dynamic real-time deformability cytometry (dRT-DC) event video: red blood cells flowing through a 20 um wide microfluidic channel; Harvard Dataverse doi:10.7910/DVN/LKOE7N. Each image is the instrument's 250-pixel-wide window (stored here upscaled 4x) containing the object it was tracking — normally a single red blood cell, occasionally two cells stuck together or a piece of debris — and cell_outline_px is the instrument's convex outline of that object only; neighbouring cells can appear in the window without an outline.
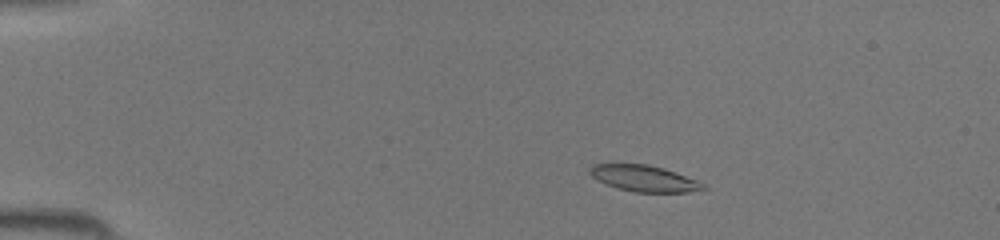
{"species": "common noctule bat (a hibernating species)", "species_latin": "Nyctalus noctula", "temperature_condition": "room temperature", "stored_images_in_passage": 42, "camera_frame_rate_fps": 3000, "um_per_image_px": 0.085, "animal": {"sex": "female", "body_mass_g": 19.5, "forearm_length_mm": 54.1}, "frame": {"image": 1, "passage_image": 6, "time_ms": 1.667, "image_size_px": [1000, 240], "cell_outline_px": [[708, 188], [688, 192], [636, 192], [616, 188], [596, 180], [588, 172], [588, 168], [592, 164], [648, 164], [664, 168], [676, 172], [696, 180], [704, 184]], "centroid_in_image_um": [54.71, 15.16], "position_along_channel_um": 30.3, "area_um2": 17.4}}
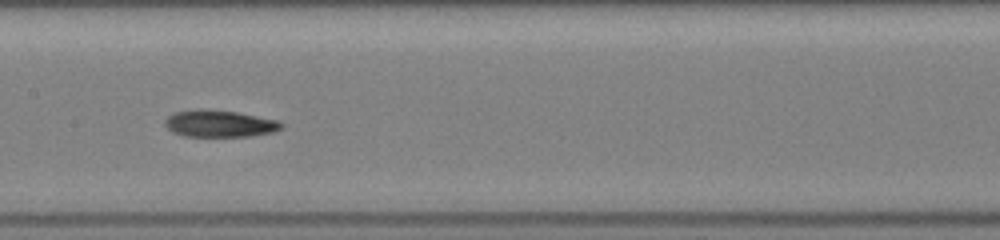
{"frame": {"image": 2, "passage_image": 21, "time_ms": 6.667, "image_size_px": [1000, 240], "cell_outline_px": [[284, 128], [272, 132], [252, 136], [184, 136], [172, 132], [164, 124], [164, 120], [168, 116], [176, 112], [196, 108], [200, 108], [236, 112], [280, 120], [284, 124]], "centroid_in_image_um": [18.68, 10.5], "position_along_channel_um": 188.7, "area_um2": 18.44}}
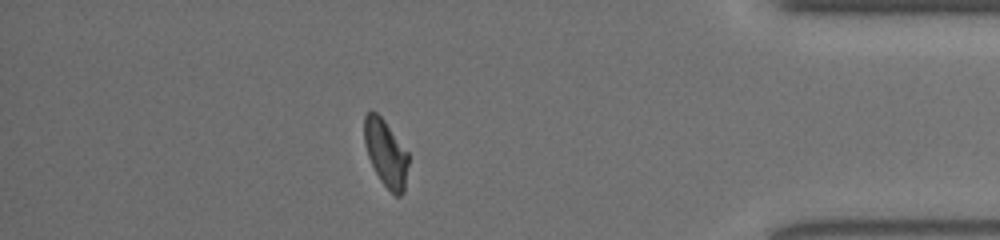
{"frame": {"image": 3, "passage_image": 37, "time_ms": 12.0, "image_size_px": [1000, 240], "cell_outline_px": [[408, 164], [404, 192], [400, 196], [396, 196], [380, 180], [368, 156], [364, 144], [364, 116], [372, 108], [384, 120], [408, 152]], "centroid_in_image_um": [32.78, 12.99], "position_along_channel_um": 402.4, "area_um2": 17.11}}